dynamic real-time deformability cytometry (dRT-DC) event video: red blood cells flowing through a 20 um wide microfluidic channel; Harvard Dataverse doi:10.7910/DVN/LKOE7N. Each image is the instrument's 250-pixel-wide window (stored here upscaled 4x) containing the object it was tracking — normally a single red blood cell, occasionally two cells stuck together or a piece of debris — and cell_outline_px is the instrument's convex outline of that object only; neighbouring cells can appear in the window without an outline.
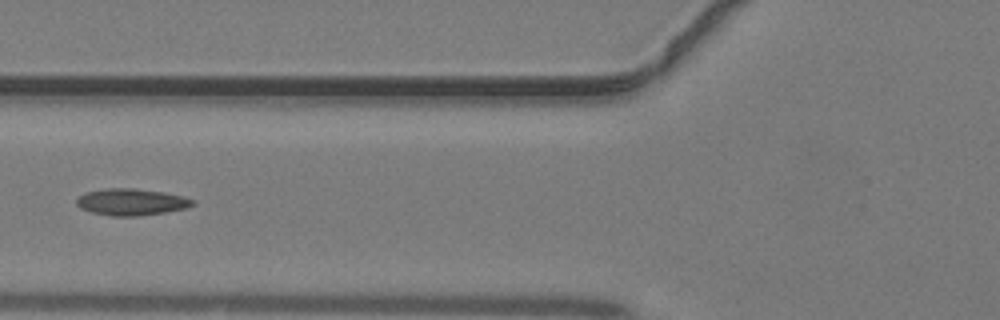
{"species": "common noctule bat (a hibernating species)", "species_latin": "Nyctalus noctula", "temperature_condition": "warm", "stored_images_in_passage": 33, "camera_frame_rate_fps": 3000, "um_per_image_px": 0.085, "animal": {"sex": "male", "body_mass_g": 19.2, "forearm_length_mm": 51.8}, "frame": {"image": 1, "passage_image": 6, "time_ms": 1.667, "image_size_px": [1000, 320], "cell_outline_px": [[196, 204], [188, 208], [140, 216], [112, 216], [92, 212], [80, 208], [76, 204], [76, 200], [80, 196], [88, 192], [108, 188], [136, 188], [164, 192], [184, 196], [196, 200]], "centroid_in_image_um": [11.23, 17.17], "position_along_channel_um": 114.6, "area_um2": 18.15}}
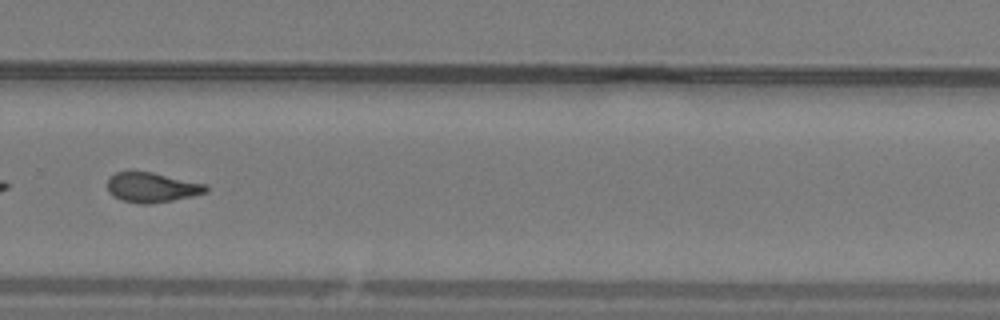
{"frame": {"image": 2, "passage_image": 19, "time_ms": 6.0, "image_size_px": [1000, 320], "cell_outline_px": [[208, 192], [192, 196], [152, 204], [140, 204], [124, 200], [112, 196], [108, 192], [108, 176], [116, 172], [152, 172], [208, 184]], "centroid_in_image_um": [12.93, 15.93], "position_along_channel_um": 316.9, "area_um2": 17.22}}
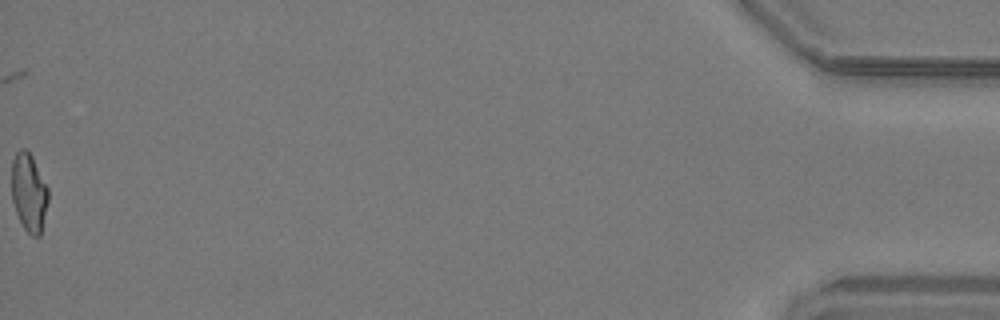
{"frame": {"image": 3, "passage_image": 33, "time_ms": 10.667, "image_size_px": [1000, 320], "cell_outline_px": [[48, 200], [40, 236], [32, 236], [24, 228], [16, 212], [12, 200], [12, 160], [16, 152], [20, 148], [24, 148], [32, 156], [48, 188]], "centroid_in_image_um": [2.45, 16.34], "position_along_channel_um": 432.7, "area_um2": 16.53}}